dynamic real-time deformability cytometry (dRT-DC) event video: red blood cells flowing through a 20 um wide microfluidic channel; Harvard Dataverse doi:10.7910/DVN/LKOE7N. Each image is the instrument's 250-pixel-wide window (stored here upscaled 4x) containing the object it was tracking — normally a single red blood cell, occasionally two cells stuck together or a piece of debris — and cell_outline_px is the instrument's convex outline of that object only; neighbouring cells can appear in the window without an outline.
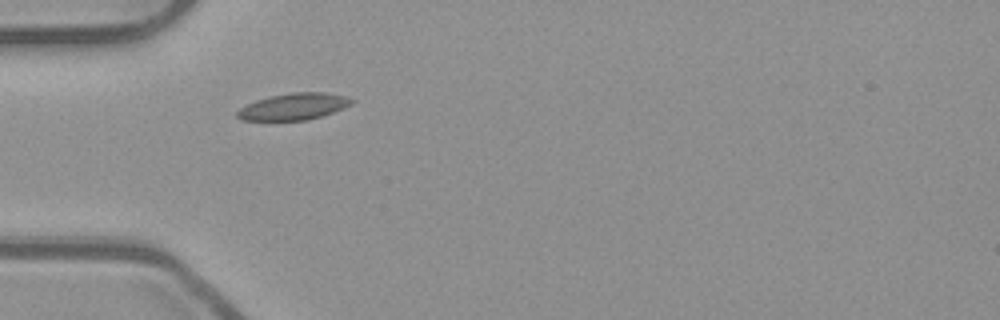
{"species": "common noctule bat (a hibernating species)", "species_latin": "Nyctalus noctula", "temperature_condition": "room temperature", "stored_images_in_passage": 38, "camera_frame_rate_fps": 3000, "um_per_image_px": 0.085, "animal": {"sex": "male", "body_mass_g": 23.1, "forearm_length_mm": 52.7}, "frame": {"image": 1, "passage_image": 1, "time_ms": 0.0, "image_size_px": [1000, 320], "cell_outline_px": [[356, 100], [352, 104], [332, 112], [308, 120], [240, 120], [236, 116], [236, 112], [240, 108], [256, 100], [268, 96], [292, 92], [328, 92], [348, 96]], "centroid_in_image_um": [24.98, 9.04], "position_along_channel_um": 60.0, "area_um2": 17.86}}
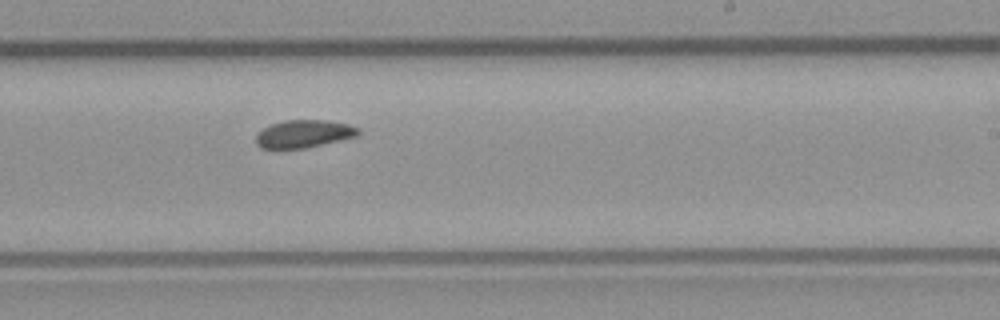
{"frame": {"image": 2, "passage_image": 17, "time_ms": 5.333, "image_size_px": [1000, 320], "cell_outline_px": [[360, 132], [356, 136], [340, 140], [304, 148], [260, 148], [256, 144], [256, 136], [264, 128], [272, 124], [284, 120], [324, 120], [348, 124], [360, 128]], "centroid_in_image_um": [25.83, 11.37], "position_along_channel_um": 263.2, "area_um2": 16.3}}
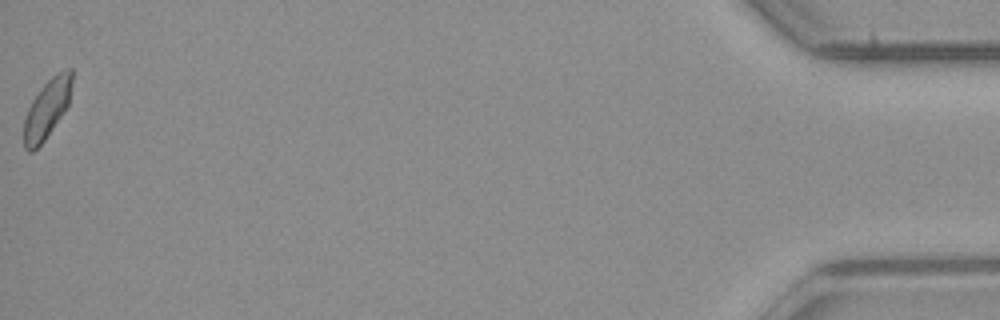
{"frame": {"image": 3, "passage_image": 38, "time_ms": 12.333, "image_size_px": [1000, 320], "cell_outline_px": [[72, 84], [68, 104], [44, 140], [32, 152], [28, 152], [24, 148], [24, 120], [28, 108], [32, 100], [40, 88], [56, 72], [64, 68], [72, 68]], "centroid_in_image_um": [3.99, 9.2], "position_along_channel_um": 431.2, "area_um2": 16.3}, "authors_computed_cell_mechanics": {"area_um2": 16.8198, "velocity_mm_per_s": 3.8618, "shape_relaxation_time_tau1_ms": null, "shape_relaxation_time_tau2_ms": 4.298, "deformation_change_tau1": null, "deformation_change_tau2": 0.0633}}